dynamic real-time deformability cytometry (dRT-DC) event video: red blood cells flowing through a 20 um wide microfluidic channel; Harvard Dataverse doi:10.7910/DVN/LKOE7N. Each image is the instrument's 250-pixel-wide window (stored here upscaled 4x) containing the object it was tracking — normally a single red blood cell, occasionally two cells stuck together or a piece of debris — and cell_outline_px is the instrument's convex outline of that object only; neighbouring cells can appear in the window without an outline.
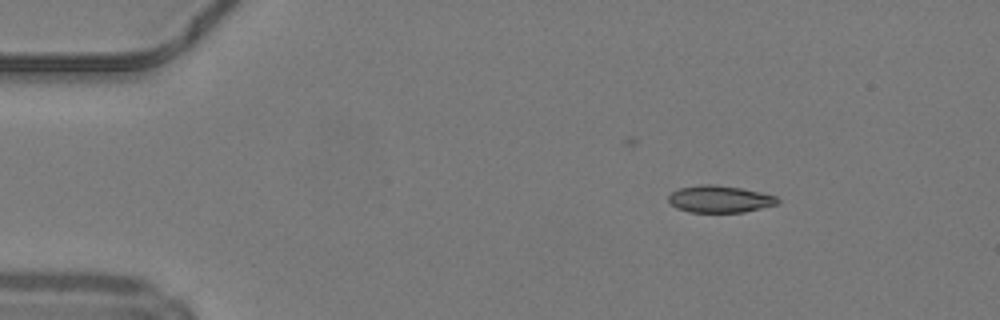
{"species": "common noctule bat (a hibernating species)", "species_latin": "Nyctalus noctula", "temperature_condition": "warm", "stored_images_in_passage": 43, "camera_frame_rate_fps": 3000, "um_per_image_px": 0.085, "animal": {"sex": "male", "body_mass_g": 19.2, "forearm_length_mm": 51.8}, "frame": {"image": 1, "passage_image": 1, "time_ms": 0.0, "image_size_px": [1000, 320], "cell_outline_px": [[780, 204], [744, 212], [688, 212], [676, 208], [668, 200], [668, 196], [672, 192], [680, 188], [700, 184], [712, 184], [740, 188], [760, 192], [776, 196], [780, 200]], "centroid_in_image_um": [61.19, 16.93], "position_along_channel_um": 23.8, "area_um2": 17.22}}
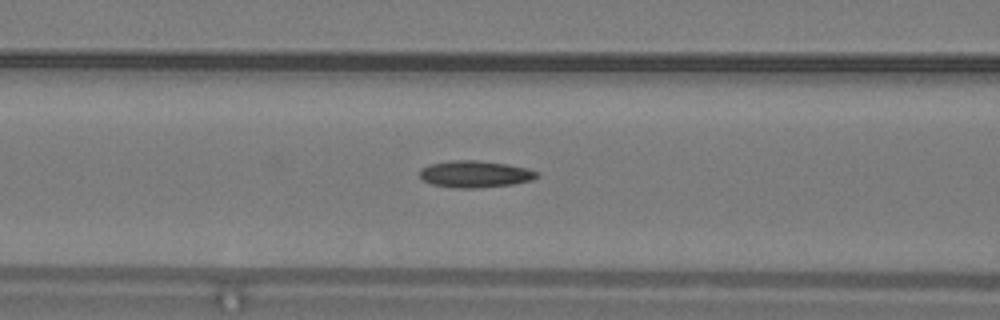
{"frame": {"image": 2, "passage_image": 14, "time_ms": 4.333, "image_size_px": [1000, 320], "cell_outline_px": [[540, 176], [532, 180], [512, 184], [476, 188], [452, 188], [432, 184], [424, 180], [420, 176], [420, 168], [428, 164], [452, 160], [476, 160], [508, 164], [528, 168], [540, 172]], "centroid_in_image_um": [40.4, 14.79], "position_along_channel_um": 126.2, "area_um2": 18.5}}
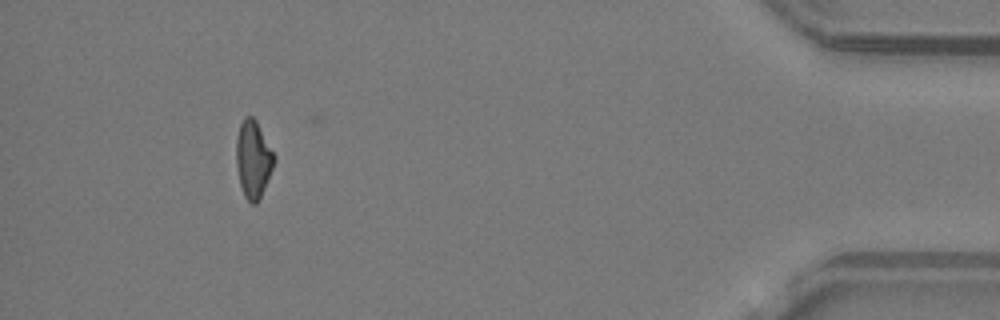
{"frame": {"image": 3, "passage_image": 39, "time_ms": 12.667, "image_size_px": [1000, 320], "cell_outline_px": [[276, 160], [260, 200], [256, 204], [252, 204], [244, 196], [240, 184], [236, 164], [236, 140], [240, 124], [244, 116], [252, 116], [256, 120], [276, 156]], "centroid_in_image_um": [21.53, 13.54], "position_along_channel_um": 413.7, "area_um2": 17.28}}